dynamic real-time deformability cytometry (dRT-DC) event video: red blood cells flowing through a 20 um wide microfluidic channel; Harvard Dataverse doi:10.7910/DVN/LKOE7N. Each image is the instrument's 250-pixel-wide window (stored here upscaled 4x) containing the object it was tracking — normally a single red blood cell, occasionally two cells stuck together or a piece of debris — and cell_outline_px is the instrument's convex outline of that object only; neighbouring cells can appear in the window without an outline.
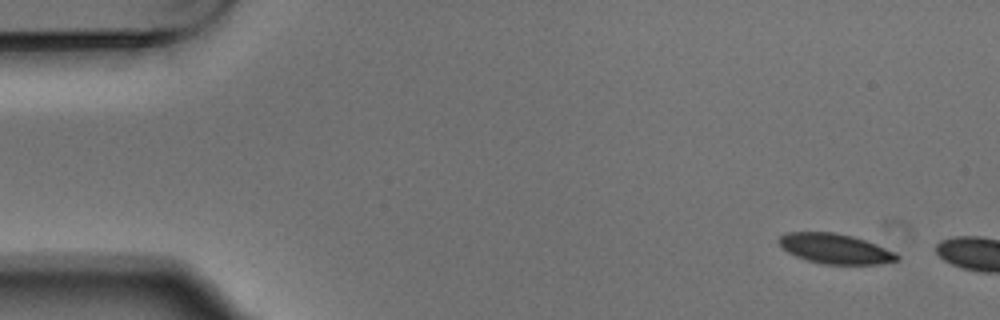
{"species": "Egyptian fruit bat (a non-hibernating species)", "species_latin": "Rousettus aegyptiacus", "temperature_condition": "warm", "stored_images_in_passage": 3, "camera_frame_rate_fps": 3000, "um_per_image_px": 0.085, "animal": {"sex": "male"}, "frame": {"image": 1, "passage_image": 1, "time_ms": 0.0, "image_size_px": [1000, 320], "cell_outline_px": [[900, 260], [880, 264], [820, 264], [796, 256], [788, 252], [776, 240], [784, 232], [832, 232], [852, 236], [876, 244], [900, 256]], "centroid_in_image_um": [70.96, 21.14], "position_along_channel_um": 14.0, "area_um2": 20.52}}